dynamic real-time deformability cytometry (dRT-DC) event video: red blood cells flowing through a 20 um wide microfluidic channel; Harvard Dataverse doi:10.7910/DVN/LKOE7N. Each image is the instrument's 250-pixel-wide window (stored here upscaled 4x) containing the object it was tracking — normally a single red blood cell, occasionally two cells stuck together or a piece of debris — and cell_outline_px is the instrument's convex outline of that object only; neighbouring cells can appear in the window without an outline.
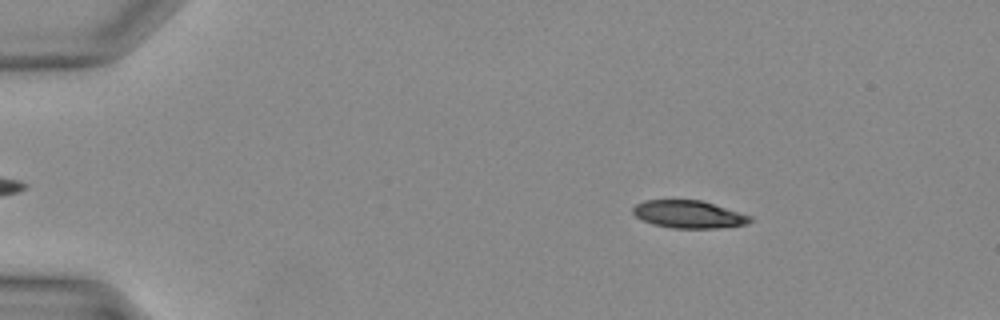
{"species": "Egyptian fruit bat (a non-hibernating species)", "species_latin": "Rousettus aegyptiacus", "temperature_condition": "warm", "stored_images_in_passage": 39, "camera_frame_rate_fps": 3000, "um_per_image_px": 0.085, "animal": {"sex": "female"}, "frame": {"image": 1, "passage_image": 6, "time_ms": 1.667, "image_size_px": [1000, 320], "cell_outline_px": [[752, 220], [748, 224], [720, 228], [672, 228], [652, 224], [636, 216], [632, 212], [632, 208], [636, 204], [644, 200], [700, 200], [752, 216]], "centroid_in_image_um": [58.54, 18.22], "position_along_channel_um": 26.5, "area_um2": 18.79}}
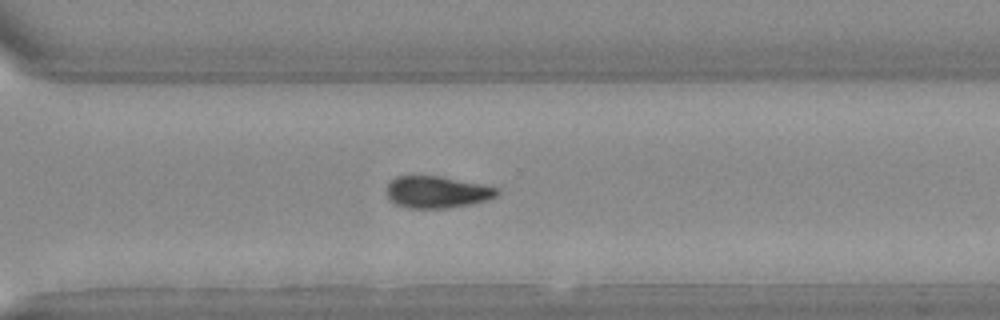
{"frame": {"image": 2, "passage_image": 28, "time_ms": 9.0, "image_size_px": [1000, 320], "cell_outline_px": [[500, 192], [496, 196], [488, 200], [468, 204], [444, 208], [412, 208], [396, 204], [388, 196], [388, 184], [396, 176], [440, 176], [484, 184], [500, 188]], "centroid_in_image_um": [37.21, 16.31], "position_along_channel_um": 333.4, "area_um2": 20.35}}
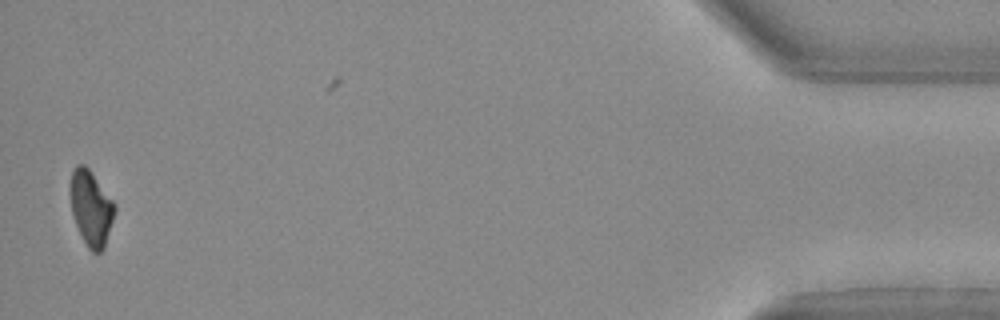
{"frame": {"image": 3, "passage_image": 38, "time_ms": 12.333, "image_size_px": [1000, 320], "cell_outline_px": [[116, 208], [104, 248], [100, 252], [92, 252], [88, 248], [76, 224], [72, 212], [68, 192], [68, 188], [72, 172], [76, 164], [84, 164], [88, 168], [116, 204]], "centroid_in_image_um": [7.71, 17.65], "position_along_channel_um": 427.5, "area_um2": 19.42}}